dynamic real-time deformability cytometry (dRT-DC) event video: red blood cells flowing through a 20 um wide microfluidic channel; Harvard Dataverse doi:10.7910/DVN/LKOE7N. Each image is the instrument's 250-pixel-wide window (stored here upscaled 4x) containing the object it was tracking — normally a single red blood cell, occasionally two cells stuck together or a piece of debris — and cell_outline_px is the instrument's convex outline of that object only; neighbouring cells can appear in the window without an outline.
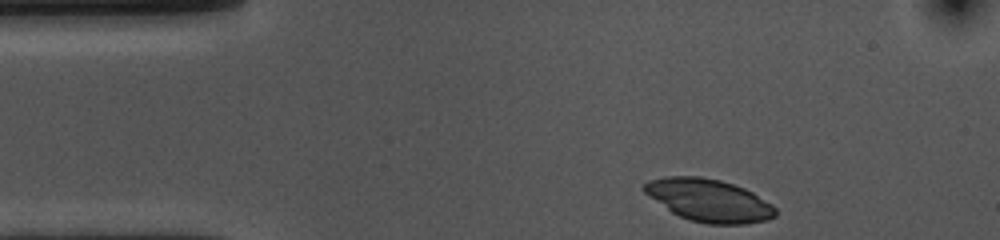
{"species": "common noctule bat (a hibernating species)", "species_latin": "Nyctalus noctula", "temperature_condition": "cold", "stored_images_in_passage": 37, "camera_frame_rate_fps": 3000, "um_per_image_px": 0.085, "animal": {"sex": "female", "body_mass_g": 10.0, "forearm_length_mm": 53.1}, "frame": {"image": 1, "passage_image": 1, "time_ms": 0.0, "image_size_px": [1000, 240], "cell_outline_px": [[776, 216], [768, 220], [744, 224], [708, 224], [688, 220], [672, 212], [644, 192], [640, 188], [648, 180], [664, 176], [700, 176], [720, 180], [744, 188], [752, 192], [772, 204], [776, 208]], "centroid_in_image_um": [60.25, 17.02], "position_along_channel_um": 24.7, "area_um2": 32.6}}